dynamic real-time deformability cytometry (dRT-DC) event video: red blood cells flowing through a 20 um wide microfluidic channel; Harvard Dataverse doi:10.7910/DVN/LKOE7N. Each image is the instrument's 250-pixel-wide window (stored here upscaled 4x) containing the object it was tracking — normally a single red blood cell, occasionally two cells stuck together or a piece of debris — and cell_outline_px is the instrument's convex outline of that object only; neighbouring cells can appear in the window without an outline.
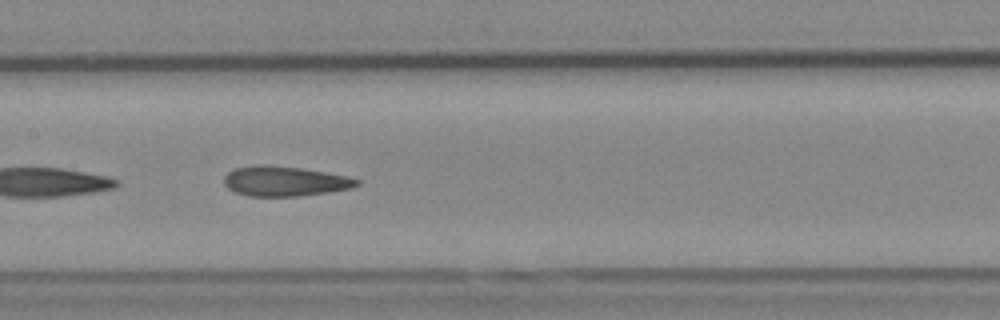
{"species": "Egyptian fruit bat (a non-hibernating species)", "species_latin": "Rousettus aegyptiacus", "temperature_condition": "cold", "stored_images_in_passage": 30, "camera_frame_rate_fps": 3000, "um_per_image_px": 0.085, "animal": {"sex": "female"}, "frame": {"image": 1, "passage_image": 18, "time_ms": 5.667, "image_size_px": [1000, 320], "cell_outline_px": [[360, 184], [352, 188], [296, 196], [248, 196], [236, 192], [228, 188], [224, 184], [224, 176], [228, 172], [236, 168], [256, 164], [264, 164], [300, 168], [348, 176], [360, 180]], "centroid_in_image_um": [24.18, 15.39], "position_along_channel_um": 183.2, "area_um2": 23.0}}